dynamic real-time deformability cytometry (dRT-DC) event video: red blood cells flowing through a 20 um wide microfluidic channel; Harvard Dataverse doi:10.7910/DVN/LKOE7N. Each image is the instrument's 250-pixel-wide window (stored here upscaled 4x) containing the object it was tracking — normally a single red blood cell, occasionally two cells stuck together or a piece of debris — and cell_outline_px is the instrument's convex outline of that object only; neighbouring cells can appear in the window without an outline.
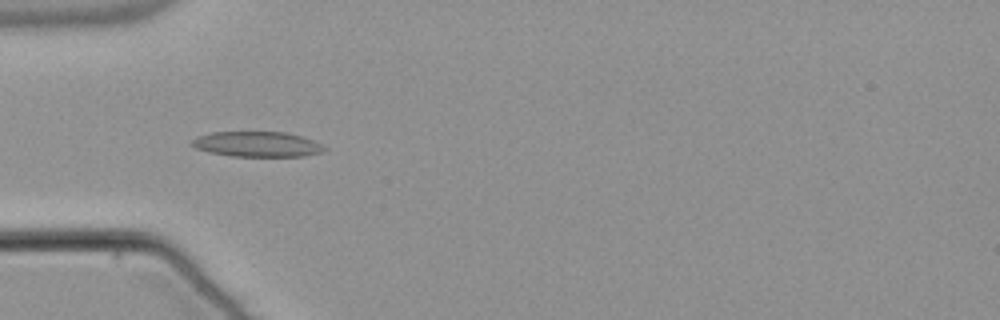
{"species": "common noctule bat (a hibernating species)", "species_latin": "Nyctalus noctula", "temperature_condition": "warm", "stored_images_in_passage": 54, "camera_frame_rate_fps": 3000, "um_per_image_px": 0.085, "animal": {"sex": "male", "body_mass_g": 21.5, "forearm_length_mm": 52.0}, "frame": {"image": 1, "passage_image": 17, "time_ms": 5.333, "image_size_px": [1000, 320], "cell_outline_px": [[328, 148], [320, 152], [304, 156], [232, 156], [208, 152], [196, 148], [188, 144], [196, 136], [212, 132], [284, 132], [304, 136]], "centroid_in_image_um": [21.82, 12.25], "position_along_channel_um": 63.2, "area_um2": 19.54}}
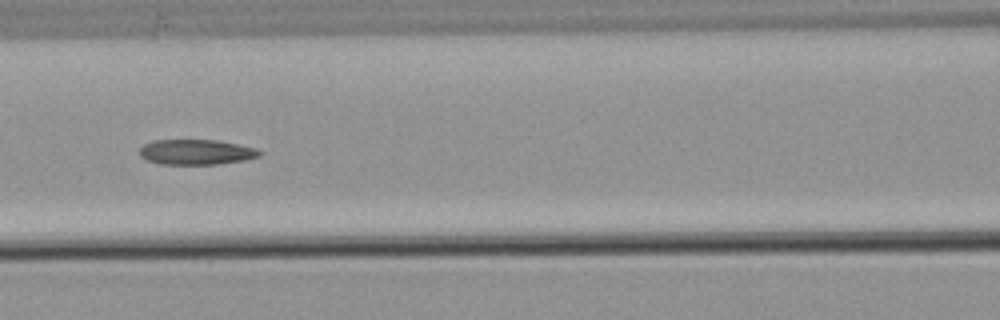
{"frame": {"image": 2, "passage_image": 24, "time_ms": 7.667, "image_size_px": [1000, 320], "cell_outline_px": [[264, 152], [260, 156], [244, 160], [220, 164], [160, 164], [148, 160], [140, 156], [140, 148], [144, 144], [152, 140], [216, 140], [256, 148]], "centroid_in_image_um": [16.69, 12.92], "position_along_channel_um": 149.9, "area_um2": 17.63}}
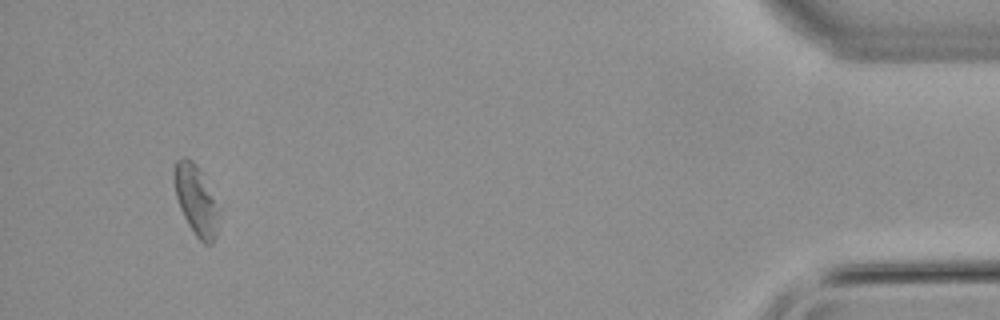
{"frame": {"image": 3, "passage_image": 51, "time_ms": 16.667, "image_size_px": [1000, 320], "cell_outline_px": [[220, 216], [216, 236], [212, 244], [204, 244], [196, 236], [188, 224], [180, 208], [176, 196], [172, 176], [172, 172], [176, 160], [180, 156], [184, 156], [192, 160], [200, 168]], "centroid_in_image_um": [16.62, 16.98], "position_along_channel_um": 418.6, "area_um2": 18.21}, "authors_computed_cell_mechanics": {"area_um2": 18.9584, "velocity_mm_per_s": 3.7985, "shape_relaxation_time_tau1_ms": 10.7334, "shape_relaxation_time_tau2_ms": null, "deformation_change_tau1": 0.2088, "deformation_change_tau2": null}}